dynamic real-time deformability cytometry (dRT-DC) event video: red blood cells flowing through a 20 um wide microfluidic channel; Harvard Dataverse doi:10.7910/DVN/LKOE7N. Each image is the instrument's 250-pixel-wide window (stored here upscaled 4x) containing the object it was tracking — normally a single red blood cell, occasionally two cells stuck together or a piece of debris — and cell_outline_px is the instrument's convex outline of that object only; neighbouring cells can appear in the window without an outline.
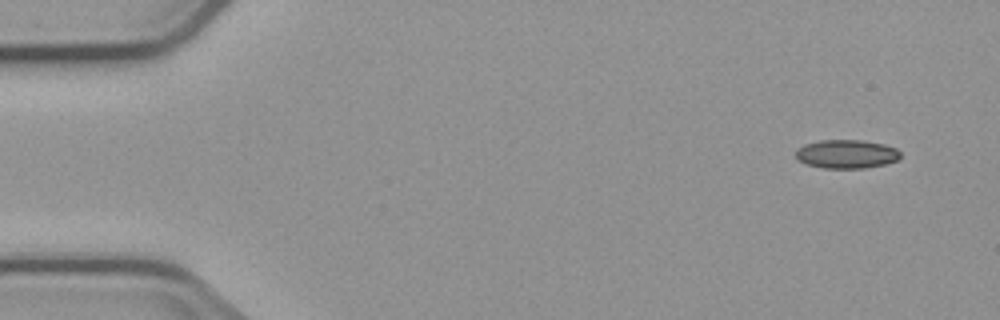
{"species": "common noctule bat (a hibernating species)", "species_latin": "Nyctalus noctula", "temperature_condition": "cold", "stored_images_in_passage": 5, "camera_frame_rate_fps": 3000, "um_per_image_px": 0.085, "animal": {"sex": "male", "body_mass_g": 23.1, "forearm_length_mm": 52.7}, "frame": {"image": 1, "passage_image": 1, "time_ms": 0.0, "image_size_px": [1000, 320], "cell_outline_px": [[900, 160], [884, 164], [864, 168], [824, 168], [808, 164], [796, 160], [796, 148], [804, 144], [820, 140], [860, 140], [884, 144], [896, 148], [900, 152]], "centroid_in_image_um": [71.94, 13.09], "position_along_channel_um": 13.1, "area_um2": 17.57}}